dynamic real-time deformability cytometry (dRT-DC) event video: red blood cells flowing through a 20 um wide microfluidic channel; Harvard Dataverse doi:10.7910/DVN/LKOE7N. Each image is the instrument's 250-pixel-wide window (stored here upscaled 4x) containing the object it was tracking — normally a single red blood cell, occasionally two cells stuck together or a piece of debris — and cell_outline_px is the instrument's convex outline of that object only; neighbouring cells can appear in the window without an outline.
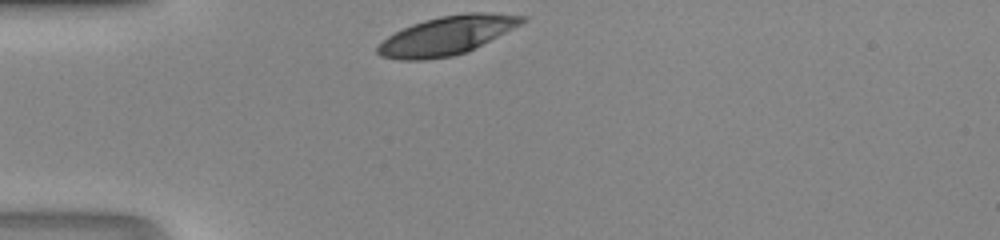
{"species": "human", "species_latin": "Homo sapiens", "temperature_condition": "room temperature", "stored_images_in_passage": 26, "camera_frame_rate_fps": 3000, "um_per_image_px": 0.085, "donor": {"sex": "male"}, "frame": {"image": 1, "passage_image": 1, "time_ms": 0.0, "image_size_px": [1000, 240], "cell_outline_px": [[528, 20], [468, 52], [452, 56], [424, 60], [400, 60], [380, 56], [376, 52], [376, 48], [388, 36], [412, 24], [424, 20], [440, 16], [468, 12], [484, 12], [528, 16]], "centroid_in_image_um": [37.99, 3.02], "position_along_channel_um": 47.0, "area_um2": 32.43}}